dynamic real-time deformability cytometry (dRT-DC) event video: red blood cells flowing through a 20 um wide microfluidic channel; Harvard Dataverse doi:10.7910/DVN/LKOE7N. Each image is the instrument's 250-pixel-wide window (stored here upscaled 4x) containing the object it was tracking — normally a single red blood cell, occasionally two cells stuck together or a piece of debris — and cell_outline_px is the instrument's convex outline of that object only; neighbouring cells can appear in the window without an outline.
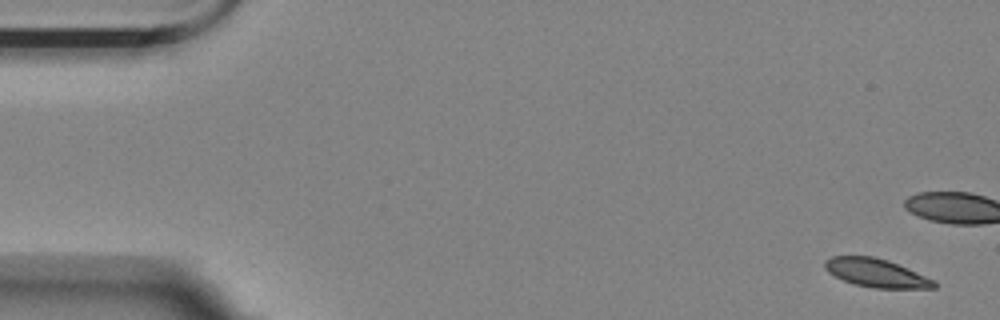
{"species": "Egyptian fruit bat (a non-hibernating species)", "species_latin": "Rousettus aegyptiacus", "temperature_condition": "room temperature", "stored_images_in_passage": 6, "camera_frame_rate_fps": 3000, "um_per_image_px": 0.085, "animal": {"sex": "female"}, "frame": {"image": 1, "passage_image": 1, "time_ms": 0.0, "image_size_px": [1000, 320], "cell_outline_px": [[940, 284], [936, 288], [872, 288], [856, 284], [844, 280], [828, 272], [824, 268], [824, 260], [832, 256], [872, 256], [888, 260], [936, 280]], "centroid_in_image_um": [74.52, 23.2], "position_along_channel_um": 10.5, "area_um2": 18.15}}
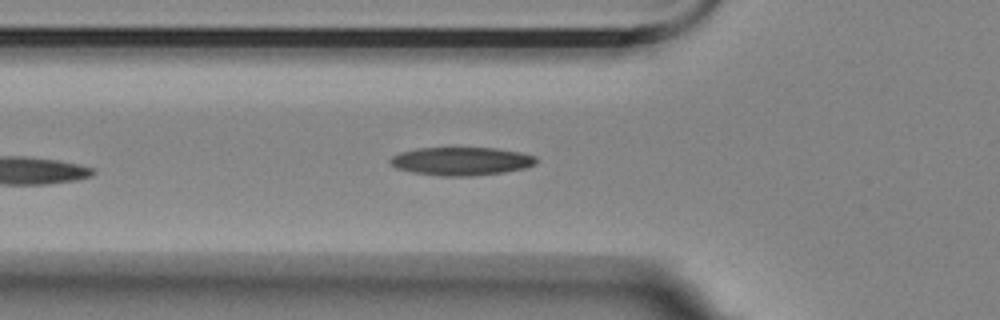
{"frame": {"image": 2, "passage_image": 6, "time_ms": 1.667, "image_size_px": [1000, 320], "cell_outline_px": [[536, 164], [524, 168], [504, 172], [468, 176], [440, 176], [412, 172], [396, 168], [388, 160], [392, 156], [400, 152], [416, 148], [496, 148], [520, 152], [536, 156]], "centroid_in_image_um": [39.19, 13.7], "position_along_channel_um": 86.6, "area_um2": 23.99}}